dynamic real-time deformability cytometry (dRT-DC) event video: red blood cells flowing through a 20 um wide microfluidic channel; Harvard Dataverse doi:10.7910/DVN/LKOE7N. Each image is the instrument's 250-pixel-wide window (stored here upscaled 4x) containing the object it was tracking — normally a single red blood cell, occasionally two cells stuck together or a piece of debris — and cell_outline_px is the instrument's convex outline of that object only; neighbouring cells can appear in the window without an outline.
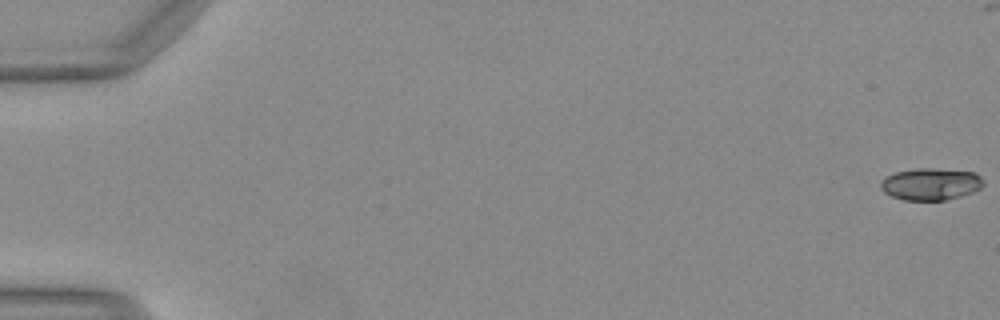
{"species": "Egyptian fruit bat (a non-hibernating species)", "species_latin": "Rousettus aegyptiacus", "temperature_condition": "warm", "stored_images_in_passage": 8, "camera_frame_rate_fps": 3000, "um_per_image_px": 0.085, "animal": {"sex": "female"}, "frame": {"image": 1, "passage_image": 1, "time_ms": 0.0, "image_size_px": [1000, 320], "cell_outline_px": [[984, 184], [980, 188], [972, 192], [960, 196], [944, 200], [904, 200], [892, 196], [884, 192], [880, 188], [880, 180], [884, 176], [896, 172], [920, 168], [932, 168], [976, 172], [984, 180]], "centroid_in_image_um": [79.1, 15.64], "position_along_channel_um": 5.9, "area_um2": 19.25}}